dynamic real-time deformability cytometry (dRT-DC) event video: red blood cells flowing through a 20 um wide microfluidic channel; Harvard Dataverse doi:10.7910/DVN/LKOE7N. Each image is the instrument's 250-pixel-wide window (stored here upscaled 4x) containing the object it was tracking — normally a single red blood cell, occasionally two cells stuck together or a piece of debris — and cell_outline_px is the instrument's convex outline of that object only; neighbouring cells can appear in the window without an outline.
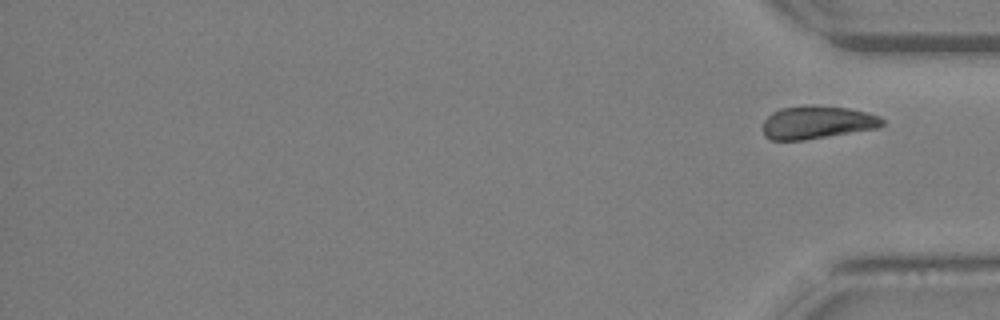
{"species": "Egyptian fruit bat (a non-hibernating species)", "species_latin": "Rousettus aegyptiacus", "temperature_condition": "warm", "stored_images_in_passage": 28, "segment_of_instrument_passage": [2, 2], "camera_frame_rate_fps": 3000, "um_per_image_px": 0.085, "animal": {"sex": "female"}, "frame": {"image": 1, "passage_image": 28, "time_ms": 9.0, "image_size_px": [1000, 320], "cell_outline_px": [[884, 124], [880, 128], [804, 140], [768, 140], [764, 136], [764, 120], [772, 112], [780, 108], [804, 104], [812, 104], [848, 108], [880, 116], [884, 120]], "centroid_in_image_um": [69.45, 10.39], "position_along_channel_um": 365.7, "area_um2": 23.29}}